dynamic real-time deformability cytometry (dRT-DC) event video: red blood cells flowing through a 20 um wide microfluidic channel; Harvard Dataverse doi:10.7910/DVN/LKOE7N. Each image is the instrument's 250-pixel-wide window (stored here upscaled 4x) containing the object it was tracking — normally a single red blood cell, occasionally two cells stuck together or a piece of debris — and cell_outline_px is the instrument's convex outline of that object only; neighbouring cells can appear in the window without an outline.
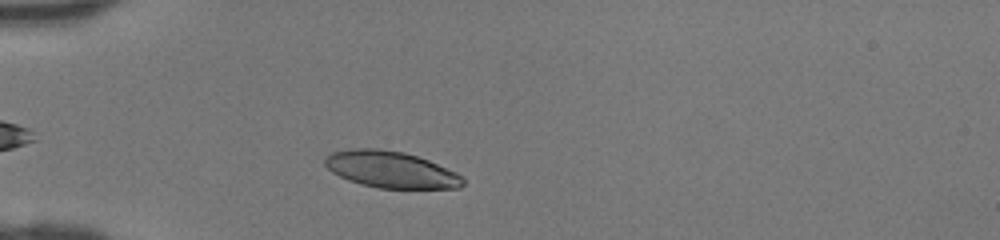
{"species": "human", "species_latin": "Homo sapiens", "temperature_condition": "room temperature", "stored_images_in_passage": 36, "camera_frame_rate_fps": 3000, "um_per_image_px": 0.085, "donor": {"sex": "female"}, "frame": {"image": 1, "passage_image": 4, "time_ms": 1.0, "image_size_px": [1000, 240], "cell_outline_px": [[464, 184], [460, 188], [380, 188], [360, 184], [348, 180], [332, 172], [324, 164], [324, 160], [332, 152], [348, 148], [376, 148], [404, 152], [428, 160], [456, 172], [464, 180]], "centroid_in_image_um": [33.2, 14.41], "position_along_channel_um": 51.8, "area_um2": 29.3}}
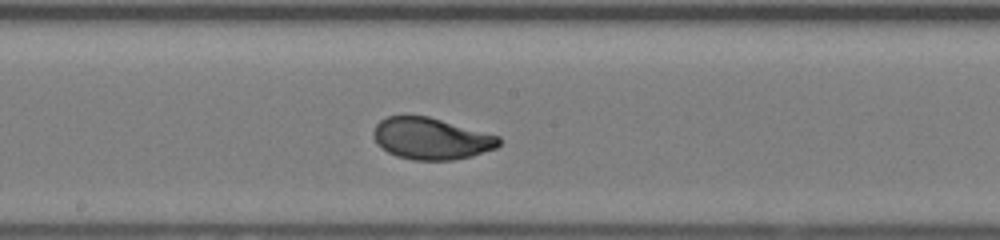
{"frame": {"image": 2, "passage_image": 16, "time_ms": 5.0, "image_size_px": [1000, 240], "cell_outline_px": [[500, 144], [496, 148], [472, 156], [452, 160], [412, 160], [396, 156], [380, 148], [372, 136], [372, 132], [376, 124], [380, 120], [388, 116], [428, 116], [500, 136]], "centroid_in_image_um": [36.62, 11.79], "position_along_channel_um": 211.6, "area_um2": 30.58}}
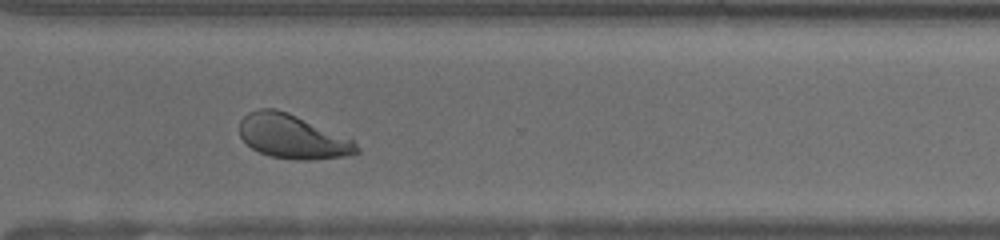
{"frame": {"image": 3, "passage_image": 25, "time_ms": 8.0, "image_size_px": [1000, 240], "cell_outline_px": [[360, 152], [344, 156], [312, 160], [296, 160], [268, 156], [252, 148], [240, 136], [240, 120], [248, 112], [260, 108], [276, 108], [288, 112], [352, 140], [360, 148]], "centroid_in_image_um": [24.83, 11.61], "position_along_channel_um": 345.8, "area_um2": 29.82}}